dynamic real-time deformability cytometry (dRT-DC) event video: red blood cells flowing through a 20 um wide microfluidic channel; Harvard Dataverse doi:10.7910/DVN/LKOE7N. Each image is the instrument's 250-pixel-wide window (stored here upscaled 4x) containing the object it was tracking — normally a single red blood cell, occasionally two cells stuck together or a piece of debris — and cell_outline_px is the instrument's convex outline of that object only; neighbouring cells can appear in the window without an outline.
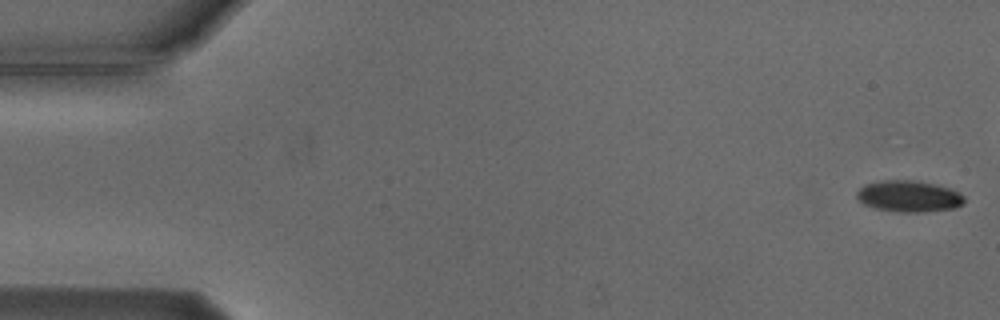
{"species": "Egyptian fruit bat (a non-hibernating species)", "species_latin": "Rousettus aegyptiacus", "temperature_condition": "cold", "stored_images_in_passage": 8, "camera_frame_rate_fps": 3000, "um_per_image_px": 0.085, "animal": {"sex": "male"}, "frame": {"image": 1, "passage_image": 1, "time_ms": 0.0, "image_size_px": [1000, 320], "cell_outline_px": [[964, 204], [956, 208], [924, 212], [896, 212], [876, 208], [864, 204], [856, 196], [856, 192], [864, 184], [884, 180], [912, 180], [936, 184], [952, 188], [960, 192], [964, 196]], "centroid_in_image_um": [77.29, 16.68], "position_along_channel_um": 7.7, "area_um2": 19.88}}